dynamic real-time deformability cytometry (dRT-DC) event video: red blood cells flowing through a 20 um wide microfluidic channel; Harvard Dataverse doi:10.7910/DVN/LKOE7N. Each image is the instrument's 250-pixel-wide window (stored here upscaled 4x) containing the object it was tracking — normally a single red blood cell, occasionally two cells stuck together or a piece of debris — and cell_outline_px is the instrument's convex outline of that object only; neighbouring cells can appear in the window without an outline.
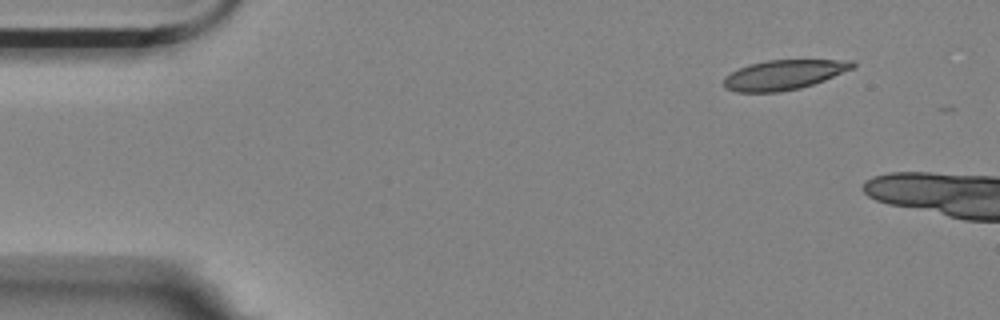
{"species": "Egyptian fruit bat (a non-hibernating species)", "species_latin": "Rousettus aegyptiacus", "temperature_condition": "room temperature", "stored_images_in_passage": 5, "camera_frame_rate_fps": 3000, "um_per_image_px": 0.085, "animal": {"sex": "female"}, "frame": {"image": 1, "passage_image": 1, "time_ms": 0.0, "image_size_px": [1000, 320], "cell_outline_px": [[856, 68], [824, 80], [800, 88], [776, 92], [736, 92], [724, 88], [724, 76], [748, 64], [768, 60], [856, 60]], "centroid_in_image_um": [66.65, 6.35], "position_along_channel_um": 18.3, "area_um2": 22.43}}